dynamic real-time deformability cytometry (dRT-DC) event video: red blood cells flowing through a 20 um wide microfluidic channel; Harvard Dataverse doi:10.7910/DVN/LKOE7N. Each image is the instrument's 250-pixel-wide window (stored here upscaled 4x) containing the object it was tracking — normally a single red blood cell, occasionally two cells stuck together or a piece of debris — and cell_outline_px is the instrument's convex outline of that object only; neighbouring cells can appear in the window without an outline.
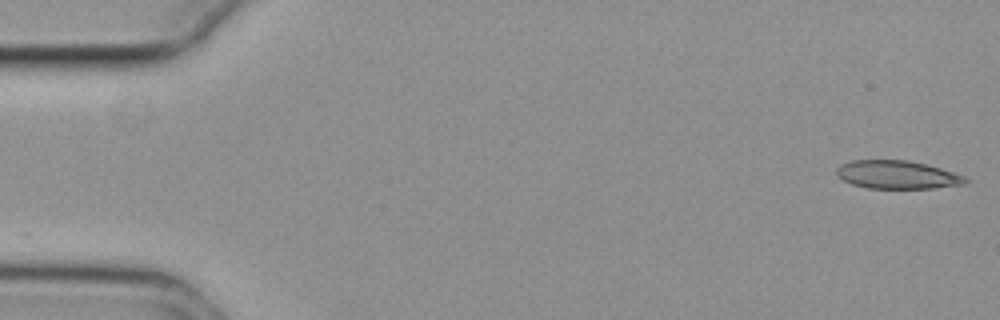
{"species": "common noctule bat (a hibernating species)", "species_latin": "Nyctalus noctula", "temperature_condition": "cold", "stored_images_in_passage": 12, "camera_frame_rate_fps": 3000, "um_per_image_px": 0.085, "animal": {"sex": "female", "body_mass_g": 29.2, "forearm_length_mm": 56.3}, "frame": {"image": 1, "passage_image": 1, "time_ms": 0.0, "image_size_px": [1000, 320], "cell_outline_px": [[972, 180], [964, 184], [932, 188], [868, 188], [852, 184], [836, 176], [836, 168], [840, 164], [852, 160], [908, 160], [940, 168], [964, 176]], "centroid_in_image_um": [76.24, 14.85], "position_along_channel_um": 8.8, "area_um2": 21.15}}